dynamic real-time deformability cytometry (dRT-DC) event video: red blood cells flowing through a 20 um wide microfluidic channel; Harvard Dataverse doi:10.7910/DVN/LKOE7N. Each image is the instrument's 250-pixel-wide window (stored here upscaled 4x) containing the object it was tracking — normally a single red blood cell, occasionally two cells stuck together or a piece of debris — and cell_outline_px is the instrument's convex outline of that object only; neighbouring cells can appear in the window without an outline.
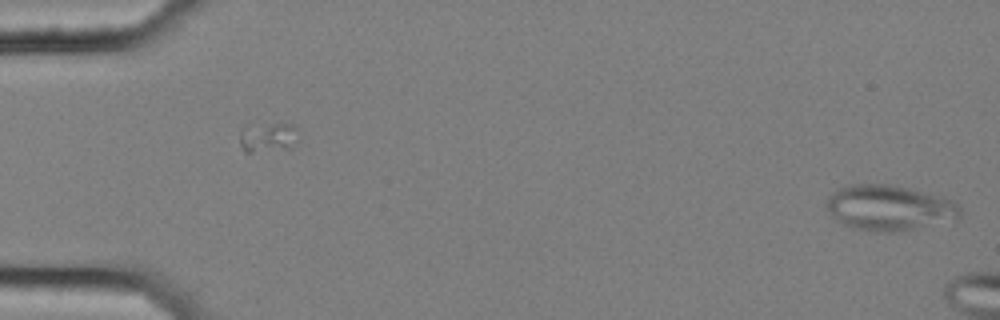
{"species": "common noctule bat (a hibernating species)", "species_latin": "Nyctalus noctula", "temperature_condition": "cold", "stored_images_in_passage": 50, "segment_of_instrument_passage": [1, 2], "camera_frame_rate_fps": 3000, "um_per_image_px": 0.085, "animal": {"sex": "female", "body_mass_g": 25.1}, "frame": {"image": 1, "passage_image": 1, "time_ms": 0.0, "image_size_px": [1000, 320], "cell_outline_px": [[960, 216], [956, 220], [896, 232], [872, 232], [852, 228], [836, 220], [828, 208], [828, 196], [836, 188], [848, 184], [888, 184], [908, 188], [944, 196], [952, 200], [960, 208]], "centroid_in_image_um": [75.6, 17.66], "position_along_channel_um": 9.4, "area_um2": 35.55}}